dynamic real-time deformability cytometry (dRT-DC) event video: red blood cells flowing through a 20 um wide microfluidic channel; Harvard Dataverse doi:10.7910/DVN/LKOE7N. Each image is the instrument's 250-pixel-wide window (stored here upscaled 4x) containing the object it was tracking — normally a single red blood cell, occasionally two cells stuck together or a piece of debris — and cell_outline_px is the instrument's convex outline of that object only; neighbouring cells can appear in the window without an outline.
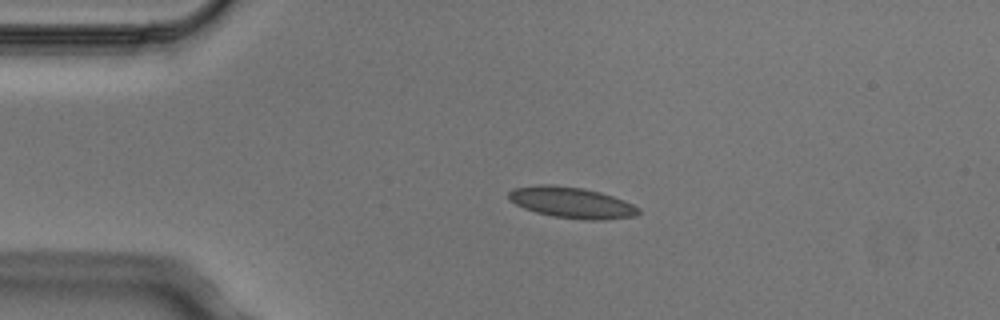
{"species": "Egyptian fruit bat (a non-hibernating species)", "species_latin": "Rousettus aegyptiacus", "temperature_condition": "cold", "stored_images_in_passage": 2, "camera_frame_rate_fps": 3000, "um_per_image_px": 0.085, "animal": {"sex": "male"}, "frame": {"image": 1, "passage_image": 2, "time_ms": 0.333, "image_size_px": [1000, 320], "cell_outline_px": [[640, 212], [632, 216], [604, 220], [584, 220], [552, 216], [536, 212], [524, 208], [508, 200], [508, 192], [512, 188], [540, 184], [552, 184], [584, 188], [600, 192], [624, 200], [640, 208]], "centroid_in_image_um": [48.56, 17.21], "position_along_channel_um": 36.4, "area_um2": 23.58}}